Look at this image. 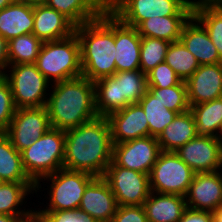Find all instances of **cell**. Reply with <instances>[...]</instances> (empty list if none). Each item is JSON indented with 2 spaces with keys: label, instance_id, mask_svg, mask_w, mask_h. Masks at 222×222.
I'll return each mask as SVG.
<instances>
[{
  "label": "cell",
  "instance_id": "obj_20",
  "mask_svg": "<svg viewBox=\"0 0 222 222\" xmlns=\"http://www.w3.org/2000/svg\"><path fill=\"white\" fill-rule=\"evenodd\" d=\"M116 72L140 69L141 36L137 28L128 26L115 16Z\"/></svg>",
  "mask_w": 222,
  "mask_h": 222
},
{
  "label": "cell",
  "instance_id": "obj_37",
  "mask_svg": "<svg viewBox=\"0 0 222 222\" xmlns=\"http://www.w3.org/2000/svg\"><path fill=\"white\" fill-rule=\"evenodd\" d=\"M182 80L166 63H159L147 74V87L168 88L179 85Z\"/></svg>",
  "mask_w": 222,
  "mask_h": 222
},
{
  "label": "cell",
  "instance_id": "obj_19",
  "mask_svg": "<svg viewBox=\"0 0 222 222\" xmlns=\"http://www.w3.org/2000/svg\"><path fill=\"white\" fill-rule=\"evenodd\" d=\"M33 34L42 42L67 38L75 33L76 26L57 10L42 4L33 5Z\"/></svg>",
  "mask_w": 222,
  "mask_h": 222
},
{
  "label": "cell",
  "instance_id": "obj_25",
  "mask_svg": "<svg viewBox=\"0 0 222 222\" xmlns=\"http://www.w3.org/2000/svg\"><path fill=\"white\" fill-rule=\"evenodd\" d=\"M197 136L196 124L190 110L177 114L157 138L161 151L175 152Z\"/></svg>",
  "mask_w": 222,
  "mask_h": 222
},
{
  "label": "cell",
  "instance_id": "obj_22",
  "mask_svg": "<svg viewBox=\"0 0 222 222\" xmlns=\"http://www.w3.org/2000/svg\"><path fill=\"white\" fill-rule=\"evenodd\" d=\"M33 4L13 1L0 10V36L9 41L20 35L33 33Z\"/></svg>",
  "mask_w": 222,
  "mask_h": 222
},
{
  "label": "cell",
  "instance_id": "obj_43",
  "mask_svg": "<svg viewBox=\"0 0 222 222\" xmlns=\"http://www.w3.org/2000/svg\"><path fill=\"white\" fill-rule=\"evenodd\" d=\"M25 215H6L0 214V222H22Z\"/></svg>",
  "mask_w": 222,
  "mask_h": 222
},
{
  "label": "cell",
  "instance_id": "obj_32",
  "mask_svg": "<svg viewBox=\"0 0 222 222\" xmlns=\"http://www.w3.org/2000/svg\"><path fill=\"white\" fill-rule=\"evenodd\" d=\"M43 42L33 33L20 35L8 41L9 65L36 63Z\"/></svg>",
  "mask_w": 222,
  "mask_h": 222
},
{
  "label": "cell",
  "instance_id": "obj_26",
  "mask_svg": "<svg viewBox=\"0 0 222 222\" xmlns=\"http://www.w3.org/2000/svg\"><path fill=\"white\" fill-rule=\"evenodd\" d=\"M191 16H165L151 17L144 20L137 31L141 37L163 39L169 42L180 40L185 23Z\"/></svg>",
  "mask_w": 222,
  "mask_h": 222
},
{
  "label": "cell",
  "instance_id": "obj_7",
  "mask_svg": "<svg viewBox=\"0 0 222 222\" xmlns=\"http://www.w3.org/2000/svg\"><path fill=\"white\" fill-rule=\"evenodd\" d=\"M193 6L192 0H107V9L135 28L151 17L192 16Z\"/></svg>",
  "mask_w": 222,
  "mask_h": 222
},
{
  "label": "cell",
  "instance_id": "obj_46",
  "mask_svg": "<svg viewBox=\"0 0 222 222\" xmlns=\"http://www.w3.org/2000/svg\"><path fill=\"white\" fill-rule=\"evenodd\" d=\"M14 0H0V10L10 5Z\"/></svg>",
  "mask_w": 222,
  "mask_h": 222
},
{
  "label": "cell",
  "instance_id": "obj_49",
  "mask_svg": "<svg viewBox=\"0 0 222 222\" xmlns=\"http://www.w3.org/2000/svg\"><path fill=\"white\" fill-rule=\"evenodd\" d=\"M5 181H3L1 178H0V187L4 184Z\"/></svg>",
  "mask_w": 222,
  "mask_h": 222
},
{
  "label": "cell",
  "instance_id": "obj_9",
  "mask_svg": "<svg viewBox=\"0 0 222 222\" xmlns=\"http://www.w3.org/2000/svg\"><path fill=\"white\" fill-rule=\"evenodd\" d=\"M7 69L3 76L10 85L16 108L46 106L51 83L35 63L9 65Z\"/></svg>",
  "mask_w": 222,
  "mask_h": 222
},
{
  "label": "cell",
  "instance_id": "obj_3",
  "mask_svg": "<svg viewBox=\"0 0 222 222\" xmlns=\"http://www.w3.org/2000/svg\"><path fill=\"white\" fill-rule=\"evenodd\" d=\"M80 43L82 76L96 81L116 73L115 15L106 9L75 28Z\"/></svg>",
  "mask_w": 222,
  "mask_h": 222
},
{
  "label": "cell",
  "instance_id": "obj_36",
  "mask_svg": "<svg viewBox=\"0 0 222 222\" xmlns=\"http://www.w3.org/2000/svg\"><path fill=\"white\" fill-rule=\"evenodd\" d=\"M16 109L10 85L6 78L0 75V133H6Z\"/></svg>",
  "mask_w": 222,
  "mask_h": 222
},
{
  "label": "cell",
  "instance_id": "obj_27",
  "mask_svg": "<svg viewBox=\"0 0 222 222\" xmlns=\"http://www.w3.org/2000/svg\"><path fill=\"white\" fill-rule=\"evenodd\" d=\"M197 136L218 137L222 124V97L190 106Z\"/></svg>",
  "mask_w": 222,
  "mask_h": 222
},
{
  "label": "cell",
  "instance_id": "obj_48",
  "mask_svg": "<svg viewBox=\"0 0 222 222\" xmlns=\"http://www.w3.org/2000/svg\"><path fill=\"white\" fill-rule=\"evenodd\" d=\"M194 3L198 1H209V2H217V0H192Z\"/></svg>",
  "mask_w": 222,
  "mask_h": 222
},
{
  "label": "cell",
  "instance_id": "obj_5",
  "mask_svg": "<svg viewBox=\"0 0 222 222\" xmlns=\"http://www.w3.org/2000/svg\"><path fill=\"white\" fill-rule=\"evenodd\" d=\"M35 64L51 84L82 76L76 33L64 39L43 42Z\"/></svg>",
  "mask_w": 222,
  "mask_h": 222
},
{
  "label": "cell",
  "instance_id": "obj_34",
  "mask_svg": "<svg viewBox=\"0 0 222 222\" xmlns=\"http://www.w3.org/2000/svg\"><path fill=\"white\" fill-rule=\"evenodd\" d=\"M171 42L151 37H141L140 70L147 75L159 63L165 62Z\"/></svg>",
  "mask_w": 222,
  "mask_h": 222
},
{
  "label": "cell",
  "instance_id": "obj_16",
  "mask_svg": "<svg viewBox=\"0 0 222 222\" xmlns=\"http://www.w3.org/2000/svg\"><path fill=\"white\" fill-rule=\"evenodd\" d=\"M113 144H120L136 138L149 136L145 112L139 103L111 113L108 117Z\"/></svg>",
  "mask_w": 222,
  "mask_h": 222
},
{
  "label": "cell",
  "instance_id": "obj_45",
  "mask_svg": "<svg viewBox=\"0 0 222 222\" xmlns=\"http://www.w3.org/2000/svg\"><path fill=\"white\" fill-rule=\"evenodd\" d=\"M18 2L30 3V4H42L45 0H17Z\"/></svg>",
  "mask_w": 222,
  "mask_h": 222
},
{
  "label": "cell",
  "instance_id": "obj_10",
  "mask_svg": "<svg viewBox=\"0 0 222 222\" xmlns=\"http://www.w3.org/2000/svg\"><path fill=\"white\" fill-rule=\"evenodd\" d=\"M195 172L173 151H161L149 174L150 189L161 194H187Z\"/></svg>",
  "mask_w": 222,
  "mask_h": 222
},
{
  "label": "cell",
  "instance_id": "obj_23",
  "mask_svg": "<svg viewBox=\"0 0 222 222\" xmlns=\"http://www.w3.org/2000/svg\"><path fill=\"white\" fill-rule=\"evenodd\" d=\"M143 207L148 222H179L187 204L184 196L151 191Z\"/></svg>",
  "mask_w": 222,
  "mask_h": 222
},
{
  "label": "cell",
  "instance_id": "obj_2",
  "mask_svg": "<svg viewBox=\"0 0 222 222\" xmlns=\"http://www.w3.org/2000/svg\"><path fill=\"white\" fill-rule=\"evenodd\" d=\"M50 91L46 108L52 128L66 131L98 116L94 82L88 78L79 76L51 84Z\"/></svg>",
  "mask_w": 222,
  "mask_h": 222
},
{
  "label": "cell",
  "instance_id": "obj_4",
  "mask_svg": "<svg viewBox=\"0 0 222 222\" xmlns=\"http://www.w3.org/2000/svg\"><path fill=\"white\" fill-rule=\"evenodd\" d=\"M98 116L108 117L126 106L138 103L147 91V75L140 69L116 72L94 81Z\"/></svg>",
  "mask_w": 222,
  "mask_h": 222
},
{
  "label": "cell",
  "instance_id": "obj_18",
  "mask_svg": "<svg viewBox=\"0 0 222 222\" xmlns=\"http://www.w3.org/2000/svg\"><path fill=\"white\" fill-rule=\"evenodd\" d=\"M118 204L108 182L96 177L83 194L79 210L88 213L98 222H112Z\"/></svg>",
  "mask_w": 222,
  "mask_h": 222
},
{
  "label": "cell",
  "instance_id": "obj_28",
  "mask_svg": "<svg viewBox=\"0 0 222 222\" xmlns=\"http://www.w3.org/2000/svg\"><path fill=\"white\" fill-rule=\"evenodd\" d=\"M0 178L5 182H33L23 168L21 152L5 133L0 134Z\"/></svg>",
  "mask_w": 222,
  "mask_h": 222
},
{
  "label": "cell",
  "instance_id": "obj_33",
  "mask_svg": "<svg viewBox=\"0 0 222 222\" xmlns=\"http://www.w3.org/2000/svg\"><path fill=\"white\" fill-rule=\"evenodd\" d=\"M165 62L182 81H186L200 66L194 55L180 40L170 43Z\"/></svg>",
  "mask_w": 222,
  "mask_h": 222
},
{
  "label": "cell",
  "instance_id": "obj_21",
  "mask_svg": "<svg viewBox=\"0 0 222 222\" xmlns=\"http://www.w3.org/2000/svg\"><path fill=\"white\" fill-rule=\"evenodd\" d=\"M180 41L200 65L222 63L217 48L204 26L192 15L183 26Z\"/></svg>",
  "mask_w": 222,
  "mask_h": 222
},
{
  "label": "cell",
  "instance_id": "obj_11",
  "mask_svg": "<svg viewBox=\"0 0 222 222\" xmlns=\"http://www.w3.org/2000/svg\"><path fill=\"white\" fill-rule=\"evenodd\" d=\"M103 178L115 195L118 206L143 205L151 193L149 175L117 166H107Z\"/></svg>",
  "mask_w": 222,
  "mask_h": 222
},
{
  "label": "cell",
  "instance_id": "obj_8",
  "mask_svg": "<svg viewBox=\"0 0 222 222\" xmlns=\"http://www.w3.org/2000/svg\"><path fill=\"white\" fill-rule=\"evenodd\" d=\"M96 177L85 173L72 171L67 169H60L53 174L47 175L41 178L35 186V193L39 192L42 188L43 181H49V187L47 188L46 196L49 203H46L43 209L39 211H65V210H77L80 206L83 194L86 187ZM44 179V180H43ZM42 182V183H41Z\"/></svg>",
  "mask_w": 222,
  "mask_h": 222
},
{
  "label": "cell",
  "instance_id": "obj_30",
  "mask_svg": "<svg viewBox=\"0 0 222 222\" xmlns=\"http://www.w3.org/2000/svg\"><path fill=\"white\" fill-rule=\"evenodd\" d=\"M35 186L34 182H4L0 187V214L26 215L31 209L22 205L30 193H35Z\"/></svg>",
  "mask_w": 222,
  "mask_h": 222
},
{
  "label": "cell",
  "instance_id": "obj_29",
  "mask_svg": "<svg viewBox=\"0 0 222 222\" xmlns=\"http://www.w3.org/2000/svg\"><path fill=\"white\" fill-rule=\"evenodd\" d=\"M193 16L204 26L222 59V5L218 2H195Z\"/></svg>",
  "mask_w": 222,
  "mask_h": 222
},
{
  "label": "cell",
  "instance_id": "obj_40",
  "mask_svg": "<svg viewBox=\"0 0 222 222\" xmlns=\"http://www.w3.org/2000/svg\"><path fill=\"white\" fill-rule=\"evenodd\" d=\"M179 222H213L211 211L196 210L187 207Z\"/></svg>",
  "mask_w": 222,
  "mask_h": 222
},
{
  "label": "cell",
  "instance_id": "obj_47",
  "mask_svg": "<svg viewBox=\"0 0 222 222\" xmlns=\"http://www.w3.org/2000/svg\"><path fill=\"white\" fill-rule=\"evenodd\" d=\"M218 138L222 141V124H221L220 130H219Z\"/></svg>",
  "mask_w": 222,
  "mask_h": 222
},
{
  "label": "cell",
  "instance_id": "obj_13",
  "mask_svg": "<svg viewBox=\"0 0 222 222\" xmlns=\"http://www.w3.org/2000/svg\"><path fill=\"white\" fill-rule=\"evenodd\" d=\"M160 153L157 138L146 136L113 144L112 161L117 166L149 175Z\"/></svg>",
  "mask_w": 222,
  "mask_h": 222
},
{
  "label": "cell",
  "instance_id": "obj_44",
  "mask_svg": "<svg viewBox=\"0 0 222 222\" xmlns=\"http://www.w3.org/2000/svg\"><path fill=\"white\" fill-rule=\"evenodd\" d=\"M213 222H222V206L212 211Z\"/></svg>",
  "mask_w": 222,
  "mask_h": 222
},
{
  "label": "cell",
  "instance_id": "obj_17",
  "mask_svg": "<svg viewBox=\"0 0 222 222\" xmlns=\"http://www.w3.org/2000/svg\"><path fill=\"white\" fill-rule=\"evenodd\" d=\"M185 82L190 106L222 97V63L200 65Z\"/></svg>",
  "mask_w": 222,
  "mask_h": 222
},
{
  "label": "cell",
  "instance_id": "obj_12",
  "mask_svg": "<svg viewBox=\"0 0 222 222\" xmlns=\"http://www.w3.org/2000/svg\"><path fill=\"white\" fill-rule=\"evenodd\" d=\"M51 128L46 106L17 108L6 131L12 145L21 152Z\"/></svg>",
  "mask_w": 222,
  "mask_h": 222
},
{
  "label": "cell",
  "instance_id": "obj_39",
  "mask_svg": "<svg viewBox=\"0 0 222 222\" xmlns=\"http://www.w3.org/2000/svg\"><path fill=\"white\" fill-rule=\"evenodd\" d=\"M112 222H148L143 205L118 206Z\"/></svg>",
  "mask_w": 222,
  "mask_h": 222
},
{
  "label": "cell",
  "instance_id": "obj_6",
  "mask_svg": "<svg viewBox=\"0 0 222 222\" xmlns=\"http://www.w3.org/2000/svg\"><path fill=\"white\" fill-rule=\"evenodd\" d=\"M65 131L50 128L28 148L21 151L22 165L36 184L41 178L63 168Z\"/></svg>",
  "mask_w": 222,
  "mask_h": 222
},
{
  "label": "cell",
  "instance_id": "obj_38",
  "mask_svg": "<svg viewBox=\"0 0 222 222\" xmlns=\"http://www.w3.org/2000/svg\"><path fill=\"white\" fill-rule=\"evenodd\" d=\"M45 214L51 222H98L88 213L77 210L65 211H40Z\"/></svg>",
  "mask_w": 222,
  "mask_h": 222
},
{
  "label": "cell",
  "instance_id": "obj_1",
  "mask_svg": "<svg viewBox=\"0 0 222 222\" xmlns=\"http://www.w3.org/2000/svg\"><path fill=\"white\" fill-rule=\"evenodd\" d=\"M113 143L107 117L96 118L65 131L63 168L103 177L112 161Z\"/></svg>",
  "mask_w": 222,
  "mask_h": 222
},
{
  "label": "cell",
  "instance_id": "obj_42",
  "mask_svg": "<svg viewBox=\"0 0 222 222\" xmlns=\"http://www.w3.org/2000/svg\"><path fill=\"white\" fill-rule=\"evenodd\" d=\"M32 209L22 218V222H51L50 219L39 210ZM33 210V211H32Z\"/></svg>",
  "mask_w": 222,
  "mask_h": 222
},
{
  "label": "cell",
  "instance_id": "obj_35",
  "mask_svg": "<svg viewBox=\"0 0 222 222\" xmlns=\"http://www.w3.org/2000/svg\"><path fill=\"white\" fill-rule=\"evenodd\" d=\"M147 90L169 110L178 114L190 110L185 81L168 88L147 87Z\"/></svg>",
  "mask_w": 222,
  "mask_h": 222
},
{
  "label": "cell",
  "instance_id": "obj_14",
  "mask_svg": "<svg viewBox=\"0 0 222 222\" xmlns=\"http://www.w3.org/2000/svg\"><path fill=\"white\" fill-rule=\"evenodd\" d=\"M175 153L195 173L222 170V141L218 137L196 136Z\"/></svg>",
  "mask_w": 222,
  "mask_h": 222
},
{
  "label": "cell",
  "instance_id": "obj_15",
  "mask_svg": "<svg viewBox=\"0 0 222 222\" xmlns=\"http://www.w3.org/2000/svg\"><path fill=\"white\" fill-rule=\"evenodd\" d=\"M185 200L196 210L212 212L222 206V171L195 173Z\"/></svg>",
  "mask_w": 222,
  "mask_h": 222
},
{
  "label": "cell",
  "instance_id": "obj_24",
  "mask_svg": "<svg viewBox=\"0 0 222 222\" xmlns=\"http://www.w3.org/2000/svg\"><path fill=\"white\" fill-rule=\"evenodd\" d=\"M76 27L98 18L107 9V0H45Z\"/></svg>",
  "mask_w": 222,
  "mask_h": 222
},
{
  "label": "cell",
  "instance_id": "obj_41",
  "mask_svg": "<svg viewBox=\"0 0 222 222\" xmlns=\"http://www.w3.org/2000/svg\"><path fill=\"white\" fill-rule=\"evenodd\" d=\"M8 66V41L0 36V75L5 73Z\"/></svg>",
  "mask_w": 222,
  "mask_h": 222
},
{
  "label": "cell",
  "instance_id": "obj_31",
  "mask_svg": "<svg viewBox=\"0 0 222 222\" xmlns=\"http://www.w3.org/2000/svg\"><path fill=\"white\" fill-rule=\"evenodd\" d=\"M143 108L149 126V136L158 138L164 128L168 126L178 114L167 109L148 90L138 102Z\"/></svg>",
  "mask_w": 222,
  "mask_h": 222
}]
</instances>
